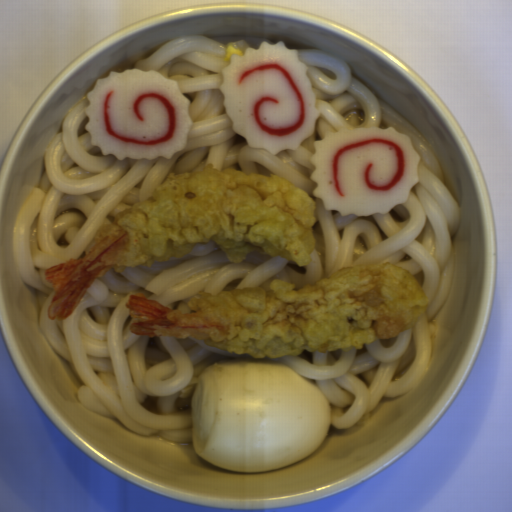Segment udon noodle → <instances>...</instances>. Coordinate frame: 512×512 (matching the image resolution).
I'll list each match as a JSON object with an SVG mask.
<instances>
[{
    "instance_id": "obj_1",
    "label": "udon noodle",
    "mask_w": 512,
    "mask_h": 512,
    "mask_svg": "<svg viewBox=\"0 0 512 512\" xmlns=\"http://www.w3.org/2000/svg\"><path fill=\"white\" fill-rule=\"evenodd\" d=\"M263 37L242 34L180 36L159 45L131 69L153 70L178 83L190 100L192 126L184 150L171 158L118 159L101 154L85 129L88 95L75 103L47 143L45 171L37 189L21 202L12 226L11 246L24 283L39 294L37 323L51 348L82 379L76 394L82 405L113 417L138 434H160L166 440L192 443V397L201 373L224 359H252L228 353L194 336L137 335L130 325L126 300L144 294L171 310L194 313L188 298L199 291L215 295L244 287L269 291L271 282L294 284L293 291L314 285L343 268L389 262L413 274L429 298L426 313L396 337L380 338L363 348L330 352L304 349L300 355L265 357L292 368L314 382L330 405L329 426L349 428L376 408L381 398H396L417 388L433 358L436 319L452 283L455 248L451 237L460 221L457 197L445 182L441 164L427 141L407 120L382 104L369 87L354 77L339 57L313 48L294 47L315 93L320 116L314 132L297 149L273 154L250 148L247 138L233 130L224 107L222 69L232 55L258 49ZM346 127L394 126L411 136L422 156L420 181L407 203L388 214L342 216L325 211L314 198L309 179L313 143L325 131ZM216 169L285 178L314 198L317 223L312 263L300 267L282 257L249 253L233 263L213 241L197 245L188 257L156 262L150 268L107 272L95 280L66 320L46 317L53 286L45 269L85 254L97 227L111 222L135 201L152 193L168 173L190 172L200 163Z\"/></svg>"
}]
</instances>
